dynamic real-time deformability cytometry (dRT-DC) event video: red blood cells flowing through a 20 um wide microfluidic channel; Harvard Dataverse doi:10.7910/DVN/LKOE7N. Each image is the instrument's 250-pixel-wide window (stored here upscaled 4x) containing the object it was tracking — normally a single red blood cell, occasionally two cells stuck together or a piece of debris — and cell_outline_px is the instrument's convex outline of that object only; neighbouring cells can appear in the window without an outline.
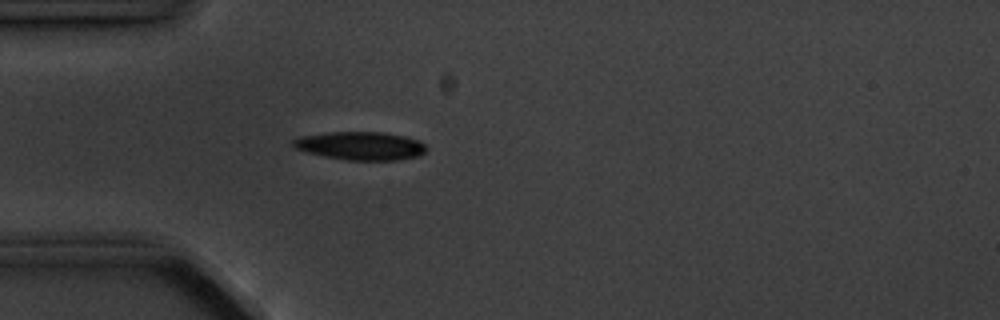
{"species": "common noctule bat (a hibernating species)", "species_latin": "Nyctalus noctula", "temperature_condition": "cold", "stored_images_in_passage": 4, "camera_frame_rate_fps": 3000, "um_per_image_px": 0.085, "animal": {"sex": "male", "body_mass_g": 20.1, "forearm_length_mm": 53.5}, "frame": {"image": 1, "passage_image": 4, "time_ms": 3.333, "image_size_px": [1000, 320], "cell_outline_px": [[428, 148], [420, 156], [396, 160], [348, 160], [324, 156], [308, 152], [296, 148], [292, 144], [292, 140], [300, 136], [328, 132], [384, 132], [404, 136], [420, 140]], "centroid_in_image_um": [30.68, 12.39], "position_along_channel_um": 54.3, "area_um2": 21.96}}